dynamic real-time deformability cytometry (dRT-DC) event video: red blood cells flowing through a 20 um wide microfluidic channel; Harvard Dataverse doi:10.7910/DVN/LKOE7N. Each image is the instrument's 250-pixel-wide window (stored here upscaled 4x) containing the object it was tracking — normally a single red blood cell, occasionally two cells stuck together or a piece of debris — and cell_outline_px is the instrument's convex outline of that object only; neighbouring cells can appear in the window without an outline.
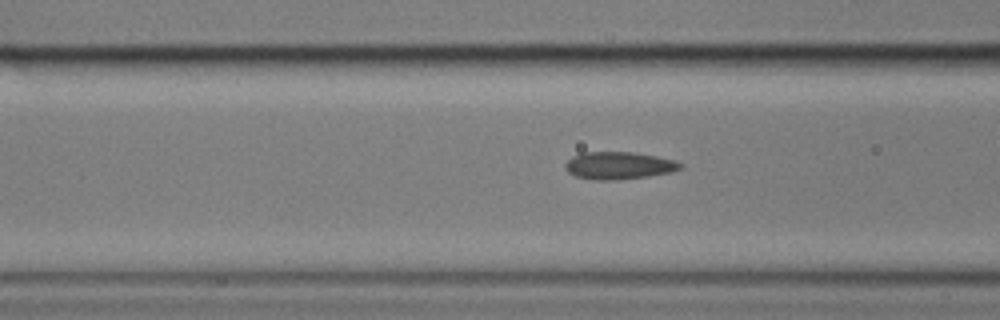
{"species": "common noctule bat (a hibernating species)", "species_latin": "Nyctalus noctula", "temperature_condition": "cold", "stored_images_in_passage": 36, "camera_frame_rate_fps": 3000, "um_per_image_px": 0.085, "animal": {"sex": "male", "body_mass_g": 17.9}, "frame": {"image": 1, "passage_image": 13, "time_ms": 4.0, "image_size_px": [1000, 320], "cell_outline_px": [[684, 168], [672, 172], [648, 176], [616, 180], [592, 180], [576, 176], [568, 172], [564, 168], [564, 164], [572, 156], [580, 152], [636, 152], [676, 160], [684, 164]], "centroid_in_image_um": [52.62, 14.06], "position_along_channel_um": 114.0, "area_um2": 18.73}}
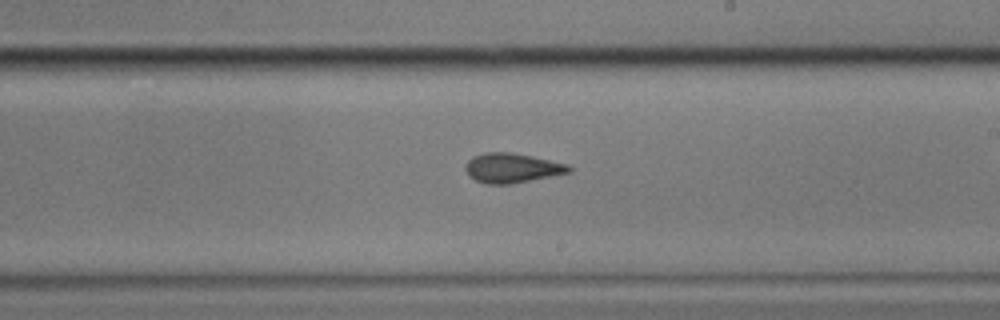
{"frame": {"image": 2, "passage_image": 24, "time_ms": 7.667, "image_size_px": [1000, 320], "cell_outline_px": [[572, 172], [508, 184], [488, 184], [476, 180], [468, 176], [464, 168], [468, 160], [472, 156], [484, 152], [512, 152], [532, 156], [568, 164], [572, 168]], "centroid_in_image_um": [43.5, 14.26], "position_along_channel_um": 245.5, "area_um2": 17.86}}
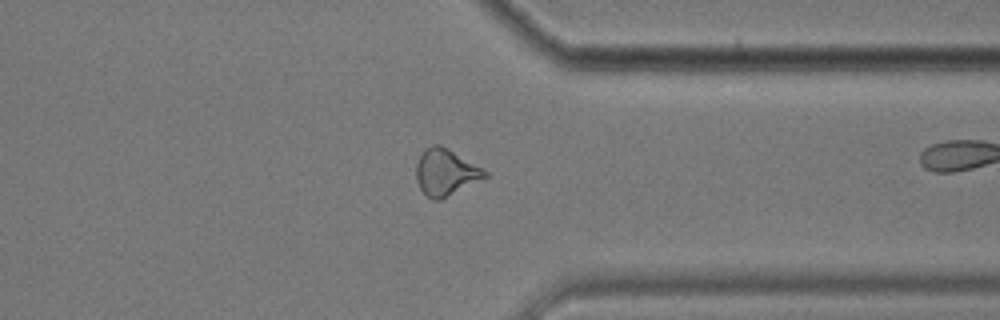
{"frame": {"image": 3, "passage_image": 35, "time_ms": 11.333, "image_size_px": [1000, 320], "cell_outline_px": [[488, 176], [440, 200], [432, 200], [420, 188], [416, 180], [416, 164], [424, 148], [432, 144], [440, 144], [448, 148], [488, 172]], "centroid_in_image_um": [37.85, 14.63], "position_along_channel_um": 373.5, "area_um2": 18.44}}